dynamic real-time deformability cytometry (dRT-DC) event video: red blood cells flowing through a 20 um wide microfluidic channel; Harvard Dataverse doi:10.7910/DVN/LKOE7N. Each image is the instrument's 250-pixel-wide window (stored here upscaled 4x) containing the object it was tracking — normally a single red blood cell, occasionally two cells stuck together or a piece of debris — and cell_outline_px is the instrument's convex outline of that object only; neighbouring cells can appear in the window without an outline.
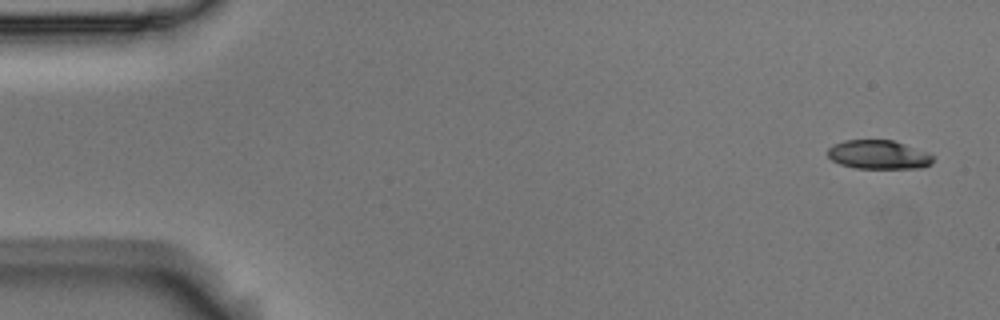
{"species": "Egyptian fruit bat (a non-hibernating species)", "species_latin": "Rousettus aegyptiacus", "temperature_condition": "room temperature", "stored_images_in_passage": 5, "camera_frame_rate_fps": 3000, "um_per_image_px": 0.085, "animal": {"sex": "male"}, "frame": {"image": 1, "passage_image": 1, "time_ms": 0.0, "image_size_px": [1000, 320], "cell_outline_px": [[932, 164], [920, 168], [856, 168], [840, 164], [832, 160], [828, 156], [828, 148], [832, 144], [844, 140], [892, 140], [928, 152], [932, 156]], "centroid_in_image_um": [74.65, 13.14], "position_along_channel_um": 10.3, "area_um2": 17.69}}
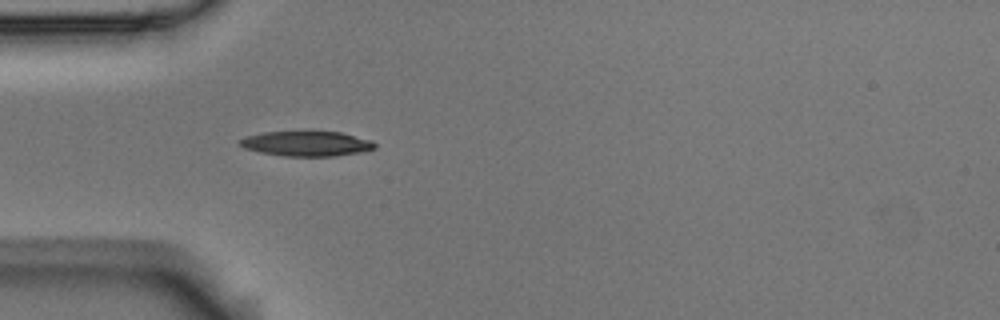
{"frame": {"image": 2, "passage_image": 5, "time_ms": 1.333, "image_size_px": [1000, 320], "cell_outline_px": [[376, 148], [360, 152], [336, 156], [284, 156], [260, 152], [244, 148], [236, 144], [236, 140], [244, 136], [264, 132], [340, 132], [372, 140], [376, 144]], "centroid_in_image_um": [26.0, 12.21], "position_along_channel_um": 59.0, "area_um2": 19.77}}